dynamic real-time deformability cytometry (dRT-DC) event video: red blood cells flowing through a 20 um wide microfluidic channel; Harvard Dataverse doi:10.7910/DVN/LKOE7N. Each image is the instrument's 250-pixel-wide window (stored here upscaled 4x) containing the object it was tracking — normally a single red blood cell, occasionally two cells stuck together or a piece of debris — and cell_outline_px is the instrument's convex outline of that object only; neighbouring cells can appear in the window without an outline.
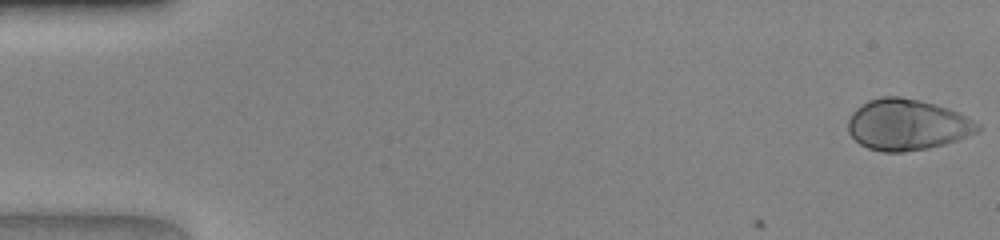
{"species": "human", "species_latin": "Homo sapiens", "temperature_condition": "warm", "stored_images_in_passage": 47, "camera_frame_rate_fps": 3000, "um_per_image_px": 0.085, "donor": {"sex": "female"}, "frame": {"image": 1, "passage_image": 1, "time_ms": 0.0, "image_size_px": [1000, 240], "cell_outline_px": [[984, 128], [960, 140], [928, 148], [904, 152], [884, 152], [868, 148], [860, 144], [848, 132], [848, 120], [852, 112], [860, 104], [868, 100], [880, 96], [900, 96], [936, 104], [948, 108], [968, 116], [980, 124]], "centroid_in_image_um": [77.13, 10.59], "position_along_channel_um": 7.9, "area_um2": 38.96}}
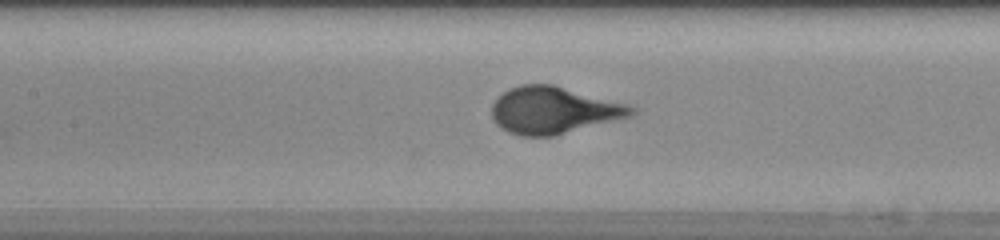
{"frame": {"image": 2, "passage_image": 22, "time_ms": 7.0, "image_size_px": [1000, 240], "cell_outline_px": [[636, 112], [632, 116], [556, 136], [520, 136], [508, 132], [496, 124], [492, 120], [492, 104], [508, 88], [520, 84], [552, 84], [628, 104], [636, 108]], "centroid_in_image_um": [47.06, 9.38], "position_along_channel_um": 160.3, "area_um2": 38.38}}
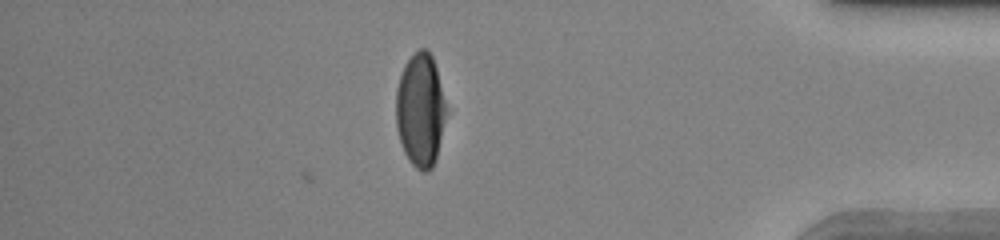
{"frame": {"image": 3, "passage_image": 41, "time_ms": 13.333, "image_size_px": [1000, 240], "cell_outline_px": [[444, 120], [436, 160], [432, 168], [428, 172], [420, 172], [408, 160], [404, 152], [396, 128], [396, 88], [404, 64], [420, 48], [428, 48], [432, 56], [436, 68], [444, 100]], "centroid_in_image_um": [35.7, 9.38], "position_along_channel_um": 399.5, "area_um2": 32.89}}